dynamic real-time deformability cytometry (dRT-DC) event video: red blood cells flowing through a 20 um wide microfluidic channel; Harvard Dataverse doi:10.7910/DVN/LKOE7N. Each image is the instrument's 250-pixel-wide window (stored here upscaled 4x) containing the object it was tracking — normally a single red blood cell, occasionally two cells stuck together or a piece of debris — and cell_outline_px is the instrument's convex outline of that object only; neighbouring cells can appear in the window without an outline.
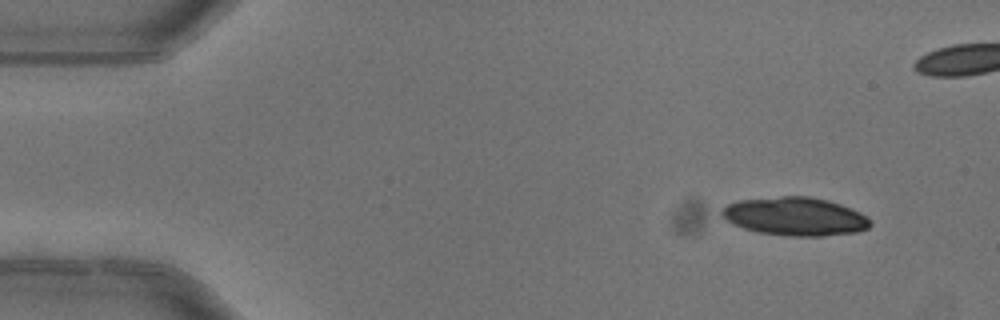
{"species": "common noctule bat (a hibernating species)", "species_latin": "Nyctalus noctula", "temperature_condition": "warm", "stored_images_in_passage": 6, "camera_frame_rate_fps": 3000, "um_per_image_px": 0.085, "animal": {"sex": "female"}, "frame": {"image": 1, "passage_image": 1, "time_ms": 0.0, "image_size_px": [1000, 320], "cell_outline_px": [[872, 224], [868, 228], [856, 232], [824, 236], [784, 236], [756, 232], [732, 224], [724, 220], [720, 216], [720, 208], [728, 204], [740, 200], [780, 196], [808, 196], [828, 200], [852, 208], [868, 216]], "centroid_in_image_um": [67.56, 18.4], "position_along_channel_um": 17.4, "area_um2": 33.64}}